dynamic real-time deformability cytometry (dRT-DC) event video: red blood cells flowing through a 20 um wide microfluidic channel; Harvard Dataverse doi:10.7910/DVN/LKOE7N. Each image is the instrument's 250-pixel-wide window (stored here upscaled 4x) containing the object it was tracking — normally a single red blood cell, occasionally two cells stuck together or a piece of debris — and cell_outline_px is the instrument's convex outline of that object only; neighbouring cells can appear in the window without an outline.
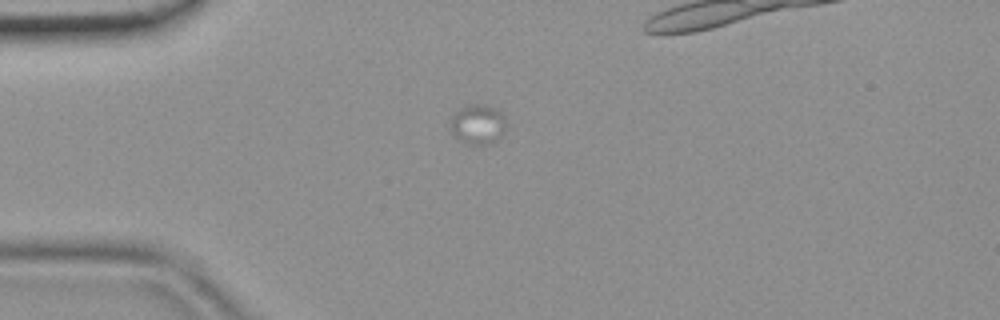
{"species": "common noctule bat (a hibernating species)", "species_latin": "Nyctalus noctula", "temperature_condition": "room temperature", "stored_images_in_passage": 6, "camera_frame_rate_fps": 3000, "um_per_image_px": 0.085, "animal": {"sex": "female", "body_mass_g": 19.9}, "frame": {"image": 1, "passage_image": 1, "time_ms": 0.0, "image_size_px": [1000, 320], "cell_outline_px": [[504, 132], [492, 144], [468, 144], [456, 136], [452, 132], [452, 116], [460, 108], [468, 104], [484, 104], [496, 108], [504, 116]], "centroid_in_image_um": [40.64, 10.55], "position_along_channel_um": 44.4, "area_um2": 12.66}}